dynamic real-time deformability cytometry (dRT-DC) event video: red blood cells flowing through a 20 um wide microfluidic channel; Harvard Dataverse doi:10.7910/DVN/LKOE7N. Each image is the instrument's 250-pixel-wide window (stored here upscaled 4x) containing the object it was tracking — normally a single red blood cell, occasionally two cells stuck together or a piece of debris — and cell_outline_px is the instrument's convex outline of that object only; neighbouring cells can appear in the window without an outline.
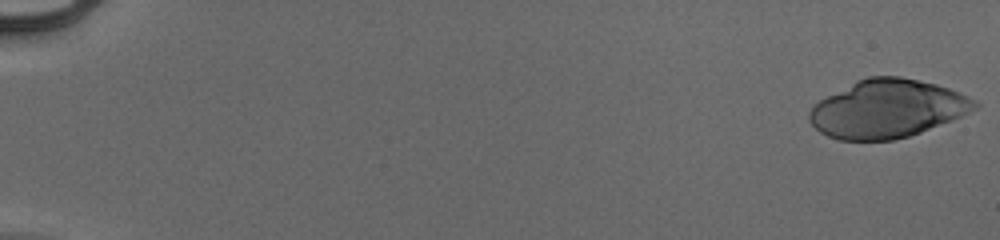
{"species": "human", "species_latin": "Homo sapiens", "temperature_condition": "cold", "stored_images_in_passage": 53, "camera_frame_rate_fps": 3000, "um_per_image_px": 0.085, "donor": {"sex": "male"}, "frame": {"image": 1, "passage_image": 1, "time_ms": 0.0, "image_size_px": [1000, 240], "cell_outline_px": [[980, 104], [976, 108], [952, 120], [920, 132], [908, 136], [892, 140], [840, 140], [828, 136], [820, 132], [808, 120], [808, 112], [820, 100], [856, 80], [868, 76], [900, 76], [936, 84], [960, 92], [976, 100]], "centroid_in_image_um": [75.42, 9.24], "position_along_channel_um": 9.6, "area_um2": 55.72}}
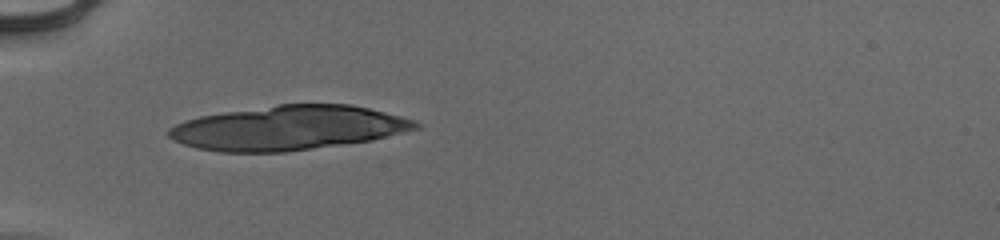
{"frame": {"image": 2, "passage_image": 19, "time_ms": 6.0, "image_size_px": [1000, 240], "cell_outline_px": [[424, 124], [420, 128], [372, 140], [284, 152], [220, 152], [196, 148], [172, 140], [168, 136], [168, 128], [184, 120], [200, 116], [224, 112], [276, 104], [352, 104], [416, 120]], "centroid_in_image_um": [24.51, 10.87], "position_along_channel_um": 60.5, "area_um2": 63.93}}